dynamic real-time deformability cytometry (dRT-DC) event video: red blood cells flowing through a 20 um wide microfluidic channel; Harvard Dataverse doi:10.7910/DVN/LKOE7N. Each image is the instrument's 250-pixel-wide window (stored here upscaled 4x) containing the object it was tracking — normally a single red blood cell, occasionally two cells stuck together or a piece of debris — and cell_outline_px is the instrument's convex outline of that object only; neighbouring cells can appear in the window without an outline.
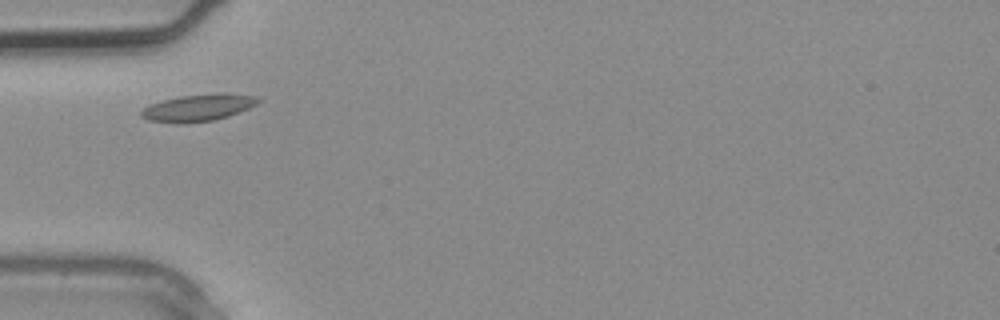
{"species": "common noctule bat (a hibernating species)", "species_latin": "Nyctalus noctula", "temperature_condition": "warm", "stored_images_in_passage": 1, "camera_frame_rate_fps": 3000, "um_per_image_px": 0.085, "animal": {"sex": "male", "body_mass_g": 20.4}, "frame": {"image": 1, "passage_image": 1, "time_ms": 0.0, "image_size_px": [1000, 320], "cell_outline_px": [[264, 100], [248, 108], [228, 116], [212, 120], [184, 124], [176, 124], [148, 120], [140, 116], [140, 112], [148, 104], [180, 96], [224, 92], [228, 92], [256, 96]], "centroid_in_image_um": [16.85, 9.15], "position_along_channel_um": 68.1, "area_um2": 18.61}}